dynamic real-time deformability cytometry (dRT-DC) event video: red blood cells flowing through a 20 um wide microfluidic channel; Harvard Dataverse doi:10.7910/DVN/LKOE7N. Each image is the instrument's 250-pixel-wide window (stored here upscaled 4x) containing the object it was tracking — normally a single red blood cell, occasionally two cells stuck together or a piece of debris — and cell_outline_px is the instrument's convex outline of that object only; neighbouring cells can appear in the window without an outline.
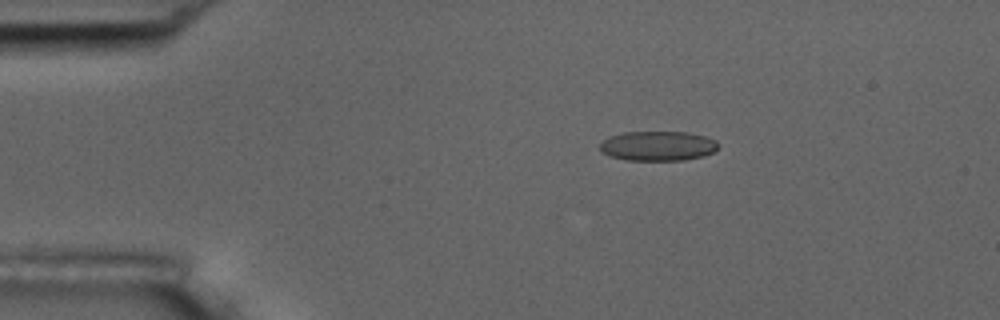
{"species": "common noctule bat (a hibernating species)", "species_latin": "Nyctalus noctula", "temperature_condition": "room temperature", "stored_images_in_passage": 3, "camera_frame_rate_fps": 3000, "um_per_image_px": 0.085, "animal": {"sex": "male", "body_mass_g": 17.5, "forearm_length_mm": 52.3}, "frame": {"image": 1, "passage_image": 2, "time_ms": 1.0, "image_size_px": [1000, 320], "cell_outline_px": [[720, 144], [712, 152], [704, 156], [684, 160], [628, 160], [612, 156], [600, 152], [600, 144], [608, 136], [624, 132], [684, 132], [704, 136], [716, 140]], "centroid_in_image_um": [55.91, 12.4], "position_along_channel_um": 29.1, "area_um2": 20.4}}